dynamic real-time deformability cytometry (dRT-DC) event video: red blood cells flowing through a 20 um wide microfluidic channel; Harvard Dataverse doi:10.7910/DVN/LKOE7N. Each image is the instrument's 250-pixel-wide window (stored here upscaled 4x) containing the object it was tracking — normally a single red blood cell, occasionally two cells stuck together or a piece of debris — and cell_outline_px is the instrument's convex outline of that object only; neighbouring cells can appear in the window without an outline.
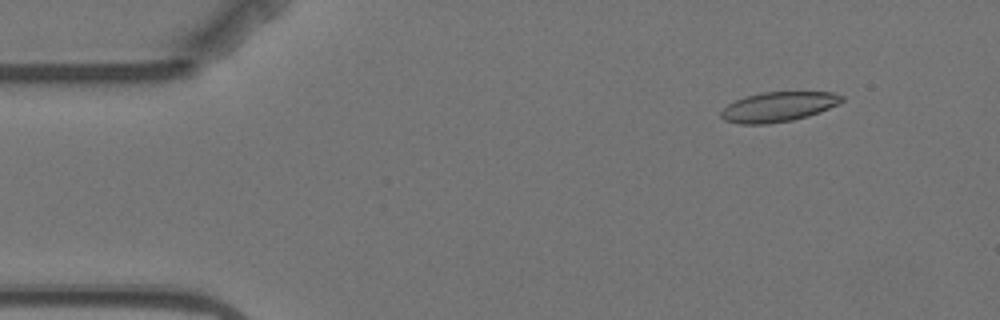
{"species": "Egyptian fruit bat (a non-hibernating species)", "species_latin": "Rousettus aegyptiacus", "temperature_condition": "warm", "stored_images_in_passage": 6, "camera_frame_rate_fps": 3000, "um_per_image_px": 0.085, "animal": {"sex": "female"}, "frame": {"image": 1, "passage_image": 2, "time_ms": 1.0, "image_size_px": [1000, 320], "cell_outline_px": [[844, 100], [820, 112], [808, 116], [792, 120], [768, 124], [740, 124], [724, 120], [720, 116], [720, 112], [728, 104], [736, 100], [748, 96], [764, 92], [832, 92], [844, 96]], "centroid_in_image_um": [66.15, 9.08], "position_along_channel_um": 18.9, "area_um2": 20.81}}
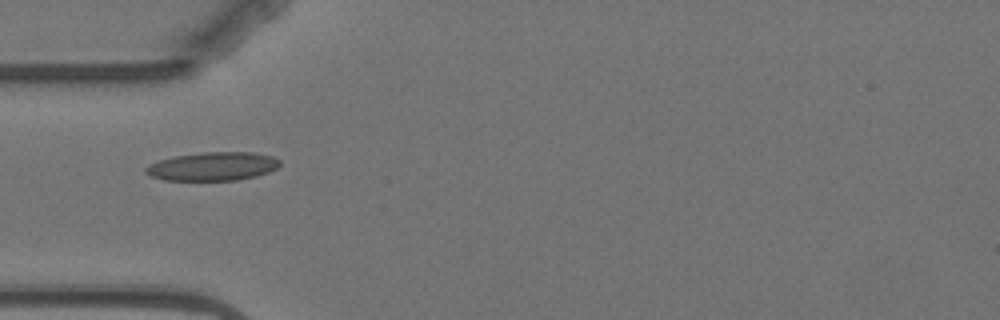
{"frame": {"image": 2, "passage_image": 5, "time_ms": 4.667, "image_size_px": [1000, 320], "cell_outline_px": [[280, 164], [276, 168], [268, 172], [256, 176], [236, 180], [164, 180], [152, 176], [144, 172], [144, 168], [148, 164], [172, 156], [200, 152], [256, 152], [272, 156], [280, 160]], "centroid_in_image_um": [18.07, 14.13], "position_along_channel_um": 66.9, "area_um2": 22.43}}
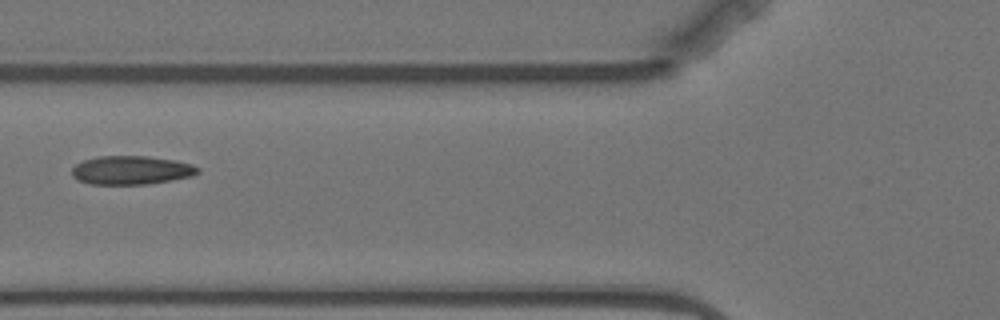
{"frame": {"image": 3, "passage_image": 6, "time_ms": 6.0, "image_size_px": [1000, 320], "cell_outline_px": [[200, 172], [192, 176], [172, 180], [148, 184], [88, 184], [76, 180], [72, 176], [72, 168], [76, 164], [84, 160], [96, 156], [148, 156], [176, 160], [192, 164], [200, 168]], "centroid_in_image_um": [11.16, 14.46], "position_along_channel_um": 114.6, "area_um2": 21.27}}